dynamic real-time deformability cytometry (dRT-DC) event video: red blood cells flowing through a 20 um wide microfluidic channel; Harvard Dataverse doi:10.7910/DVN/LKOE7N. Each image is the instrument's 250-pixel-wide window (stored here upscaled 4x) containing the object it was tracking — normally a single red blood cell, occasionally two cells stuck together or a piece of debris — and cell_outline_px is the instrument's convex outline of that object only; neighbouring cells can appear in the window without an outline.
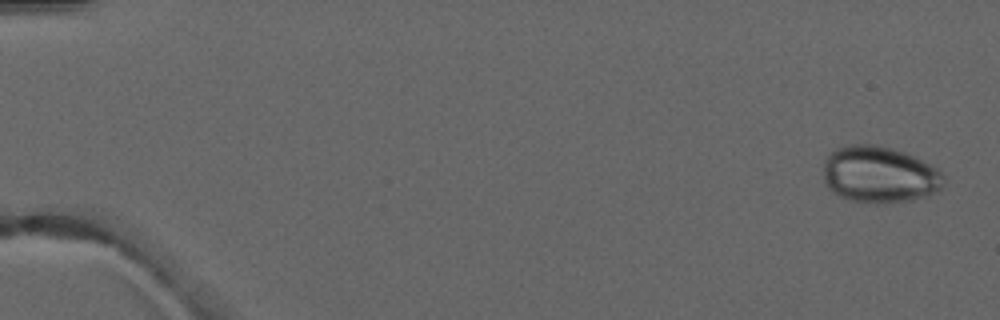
{"species": "common noctule bat (a hibernating species)", "species_latin": "Nyctalus noctula", "temperature_condition": "warm", "stored_images_in_passage": 5, "camera_frame_rate_fps": 3000, "um_per_image_px": 0.085, "animal": {"sex": "male", "forearm_length_mm": 52.5}, "frame": {"image": 1, "passage_image": 1, "time_ms": 0.0, "image_size_px": [1000, 320], "cell_outline_px": [[944, 180], [940, 192], [928, 196], [912, 200], [884, 204], [876, 204], [852, 200], [840, 196], [832, 192], [824, 184], [824, 160], [836, 148], [848, 144], [876, 144], [892, 148], [904, 152], [936, 168], [944, 176]], "centroid_in_image_um": [74.75, 14.85], "position_along_channel_um": 10.3, "area_um2": 40.06}}